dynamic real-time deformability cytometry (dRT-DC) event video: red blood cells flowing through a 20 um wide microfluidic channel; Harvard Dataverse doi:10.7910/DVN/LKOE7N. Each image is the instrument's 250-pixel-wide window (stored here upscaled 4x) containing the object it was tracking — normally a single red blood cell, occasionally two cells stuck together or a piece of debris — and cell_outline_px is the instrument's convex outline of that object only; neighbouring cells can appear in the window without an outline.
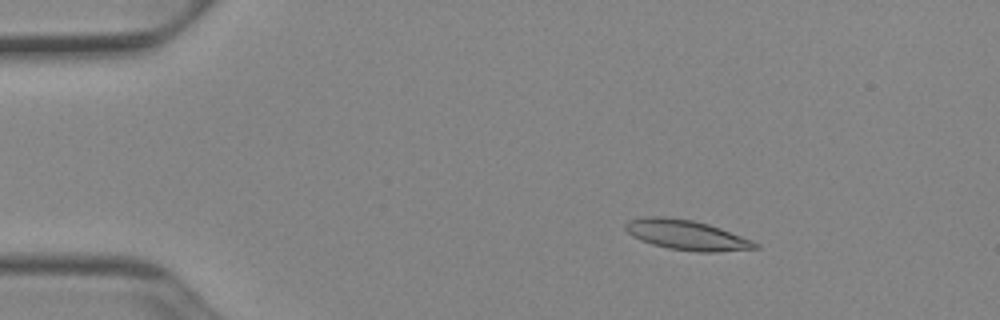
{"species": "Egyptian fruit bat (a non-hibernating species)", "species_latin": "Rousettus aegyptiacus", "temperature_condition": "cold", "stored_images_in_passage": 45, "camera_frame_rate_fps": 3000, "um_per_image_px": 0.085, "animal": {"sex": "female"}, "frame": {"image": 1, "passage_image": 2, "time_ms": 0.333, "image_size_px": [1000, 320], "cell_outline_px": [[760, 248], [716, 252], [696, 252], [668, 248], [652, 244], [640, 240], [632, 236], [624, 228], [624, 224], [628, 220], [644, 216], [664, 216], [692, 220], [708, 224], [720, 228], [752, 240], [760, 244]], "centroid_in_image_um": [58.34, 19.97], "position_along_channel_um": 26.7, "area_um2": 22.77}}
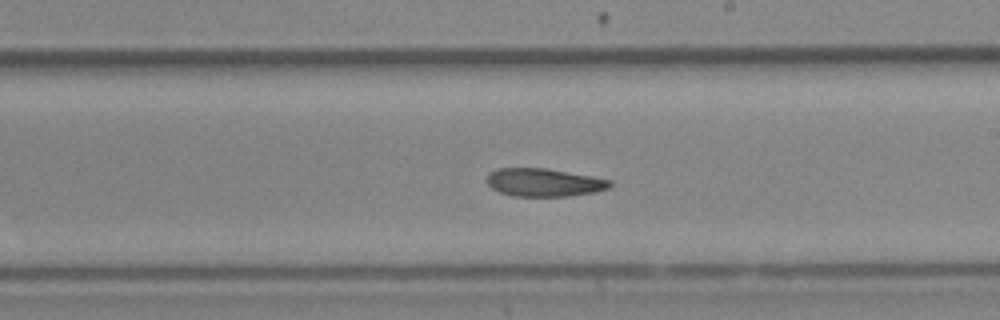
{"frame": {"image": 2, "passage_image": 24, "time_ms": 7.667, "image_size_px": [1000, 320], "cell_outline_px": [[612, 184], [608, 188], [592, 192], [568, 196], [512, 196], [500, 192], [492, 188], [488, 184], [488, 172], [496, 168], [544, 168], [592, 176], [612, 180]], "centroid_in_image_um": [46.22, 15.5], "position_along_channel_um": 242.8, "area_um2": 20.0}}
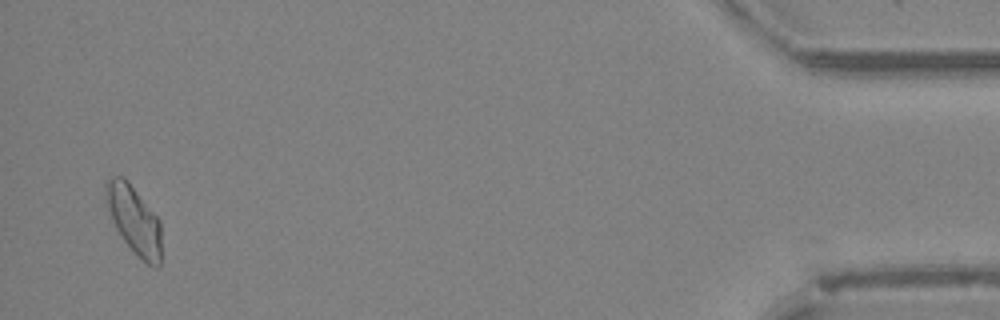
{"frame": {"image": 3, "passage_image": 44, "time_ms": 14.333, "image_size_px": [1000, 320], "cell_outline_px": [[160, 264], [156, 268], [148, 264], [124, 240], [116, 228], [112, 220], [104, 200], [104, 184], [112, 176], [124, 176], [128, 180], [160, 220]], "centroid_in_image_um": [11.36, 18.61], "position_along_channel_um": 423.8, "area_um2": 21.85}, "authors_computed_cell_mechanics": {"area_um2": 21.2704, "velocity_mm_per_s": 3.9035, "shape_relaxation_time_tau1_ms": null, "shape_relaxation_time_tau2_ms": 4.5593, "deformation_change_tau1": null, "deformation_change_tau2": 0.1101}}